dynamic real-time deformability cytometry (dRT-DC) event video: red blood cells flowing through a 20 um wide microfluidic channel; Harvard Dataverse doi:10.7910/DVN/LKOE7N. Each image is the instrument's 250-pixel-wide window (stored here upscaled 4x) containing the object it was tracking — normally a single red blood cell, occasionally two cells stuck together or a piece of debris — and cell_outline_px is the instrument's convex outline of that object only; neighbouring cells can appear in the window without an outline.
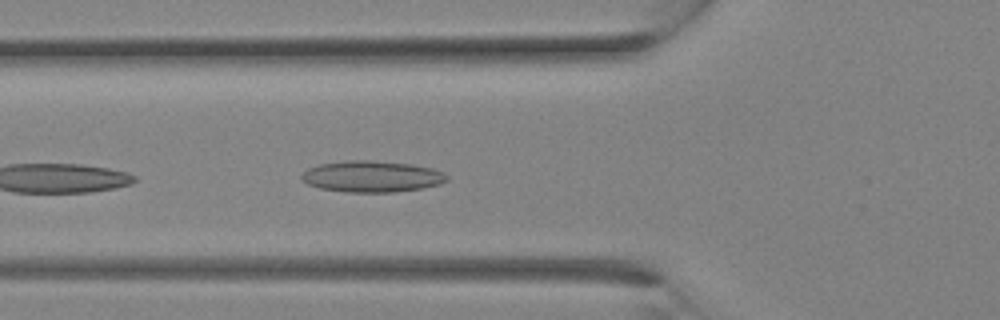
{"species": "Egyptian fruit bat (a non-hibernating species)", "species_latin": "Rousettus aegyptiacus", "temperature_condition": "room temperature", "stored_images_in_passage": 12, "camera_frame_rate_fps": 3000, "um_per_image_px": 0.085, "animal": {"sex": "female"}, "frame": {"image": 1, "passage_image": 10, "time_ms": 3.0, "image_size_px": [1000, 320], "cell_outline_px": [[448, 180], [440, 184], [424, 188], [396, 192], [348, 192], [320, 188], [308, 184], [300, 180], [300, 176], [308, 168], [320, 164], [344, 160], [368, 160], [412, 164], [432, 168], [444, 172], [448, 176]], "centroid_in_image_um": [31.62, 15.0], "position_along_channel_um": 94.2, "area_um2": 26.7}}
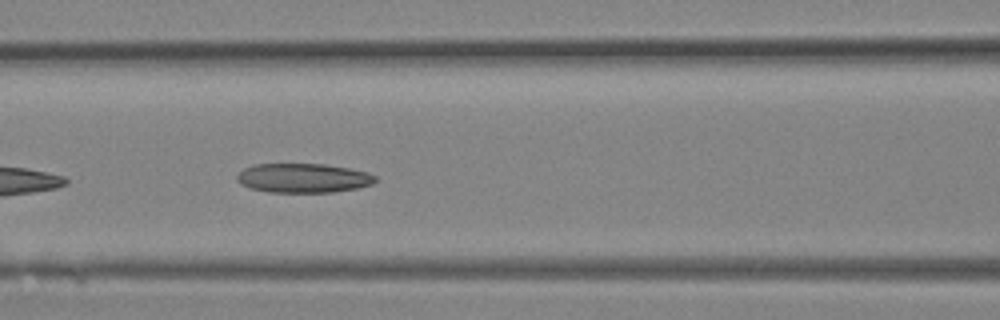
{"frame": {"image": 2, "passage_image": 12, "time_ms": 3.667, "image_size_px": [1000, 320], "cell_outline_px": [[376, 180], [372, 184], [356, 188], [332, 192], [268, 192], [252, 188], [240, 184], [236, 180], [236, 176], [244, 168], [252, 164], [324, 164], [352, 168], [368, 172], [376, 176]], "centroid_in_image_um": [25.77, 15.12], "position_along_channel_um": 140.8, "area_um2": 23.7}}